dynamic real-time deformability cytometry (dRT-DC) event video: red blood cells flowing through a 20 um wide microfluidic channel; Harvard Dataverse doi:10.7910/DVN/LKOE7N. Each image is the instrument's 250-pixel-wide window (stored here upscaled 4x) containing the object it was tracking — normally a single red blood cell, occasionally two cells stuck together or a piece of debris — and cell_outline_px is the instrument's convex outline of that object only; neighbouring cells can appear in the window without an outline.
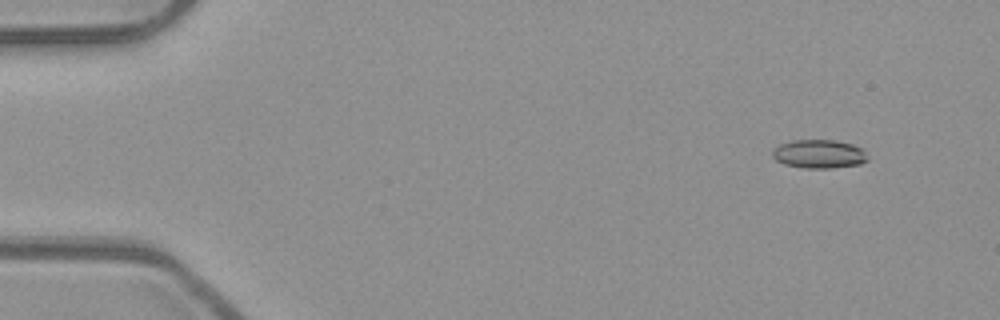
{"species": "common noctule bat (a hibernating species)", "species_latin": "Nyctalus noctula", "temperature_condition": "room temperature", "stored_images_in_passage": 51, "camera_frame_rate_fps": 3000, "um_per_image_px": 0.085, "animal": {"sex": "male", "body_mass_g": 23.1, "forearm_length_mm": 52.7}, "frame": {"image": 1, "passage_image": 3, "time_ms": 0.667, "image_size_px": [1000, 320], "cell_outline_px": [[868, 160], [860, 164], [832, 168], [800, 168], [784, 164], [776, 160], [772, 156], [772, 152], [780, 144], [792, 140], [832, 140], [852, 144], [860, 148], [864, 152]], "centroid_in_image_um": [69.59, 13.1], "position_along_channel_um": 15.4, "area_um2": 15.78}}
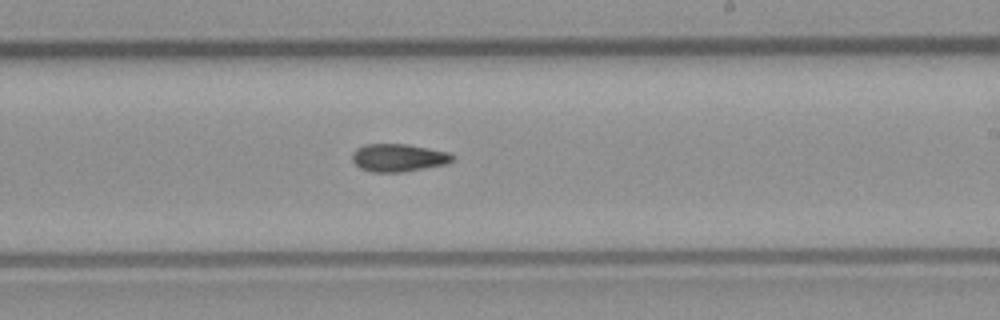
{"frame": {"image": 2, "passage_image": 30, "time_ms": 9.667, "image_size_px": [1000, 320], "cell_outline_px": [[456, 156], [448, 164], [400, 172], [372, 172], [360, 168], [352, 160], [352, 152], [356, 148], [364, 144], [404, 144], [428, 148], [448, 152]], "centroid_in_image_um": [33.85, 13.4], "position_along_channel_um": 255.1, "area_um2": 16.24}}
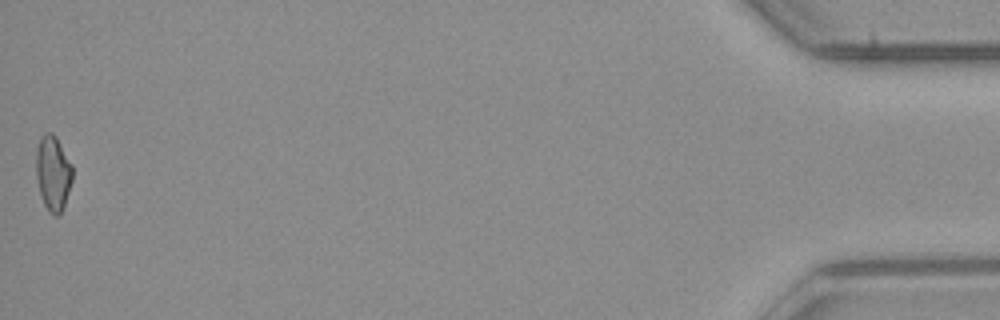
{"frame": {"image": 3, "passage_image": 51, "time_ms": 16.667, "image_size_px": [1000, 320], "cell_outline_px": [[72, 180], [64, 204], [60, 212], [56, 216], [52, 216], [48, 212], [44, 204], [40, 192], [36, 176], [36, 148], [40, 136], [44, 132], [52, 132], [56, 136], [72, 164]], "centroid_in_image_um": [4.49, 14.67], "position_along_channel_um": 430.7, "area_um2": 15.95}, "authors_computed_cell_mechanics": {"area_um2": 16.0106, "velocity_mm_per_s": 3.9507, "shape_relaxation_time_tau1_ms": null, "shape_relaxation_time_tau2_ms": 6.9344, "deformation_change_tau1": null, "deformation_change_tau2": 0.141}}